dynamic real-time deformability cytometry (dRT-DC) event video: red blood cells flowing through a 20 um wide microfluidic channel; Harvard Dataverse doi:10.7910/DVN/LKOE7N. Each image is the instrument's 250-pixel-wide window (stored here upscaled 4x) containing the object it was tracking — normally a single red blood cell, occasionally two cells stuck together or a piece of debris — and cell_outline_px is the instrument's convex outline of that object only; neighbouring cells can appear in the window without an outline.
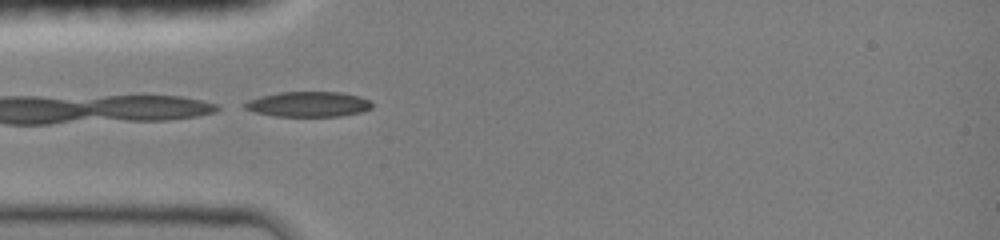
{"species": "common noctule bat (a hibernating species)", "species_latin": "Nyctalus noctula", "temperature_condition": "room temperature", "stored_images_in_passage": 3, "camera_frame_rate_fps": 3000, "um_per_image_px": 0.085, "animal": {"sex": "female", "body_mass_g": 19.0, "forearm_length_mm": 51.5}, "frame": {"image": 1, "passage_image": 2, "time_ms": 0.667, "image_size_px": [1000, 240], "cell_outline_px": [[372, 108], [360, 112], [340, 116], [276, 116], [256, 112], [244, 108], [244, 104], [248, 100], [260, 96], [280, 92], [340, 92], [360, 96], [368, 100], [372, 104]], "centroid_in_image_um": [26.22, 8.85], "position_along_channel_um": 58.8, "area_um2": 18.55}}